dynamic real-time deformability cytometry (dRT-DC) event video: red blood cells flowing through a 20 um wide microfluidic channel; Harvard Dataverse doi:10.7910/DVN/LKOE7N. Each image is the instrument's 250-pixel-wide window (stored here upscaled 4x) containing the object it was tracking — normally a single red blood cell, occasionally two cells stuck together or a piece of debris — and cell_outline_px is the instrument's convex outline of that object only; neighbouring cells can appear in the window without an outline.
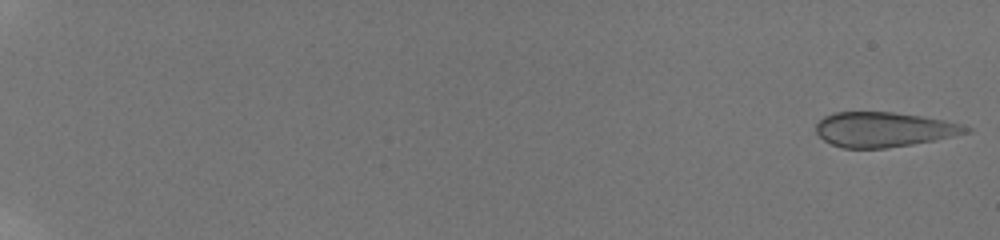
{"species": "human", "species_latin": "Homo sapiens", "temperature_condition": "room temperature", "stored_images_in_passage": 17, "camera_frame_rate_fps": 3000, "um_per_image_px": 0.085, "donor": {"sex": "male"}, "frame": {"image": 1, "passage_image": 1, "time_ms": 0.0, "image_size_px": [1000, 240], "cell_outline_px": [[972, 132], [912, 144], [884, 148], [844, 148], [832, 144], [824, 140], [816, 132], [816, 124], [824, 116], [836, 112], [892, 112], [920, 116], [944, 120], [960, 124], [972, 128]], "centroid_in_image_um": [75.12, 11.0], "position_along_channel_um": 9.9, "area_um2": 30.17}}